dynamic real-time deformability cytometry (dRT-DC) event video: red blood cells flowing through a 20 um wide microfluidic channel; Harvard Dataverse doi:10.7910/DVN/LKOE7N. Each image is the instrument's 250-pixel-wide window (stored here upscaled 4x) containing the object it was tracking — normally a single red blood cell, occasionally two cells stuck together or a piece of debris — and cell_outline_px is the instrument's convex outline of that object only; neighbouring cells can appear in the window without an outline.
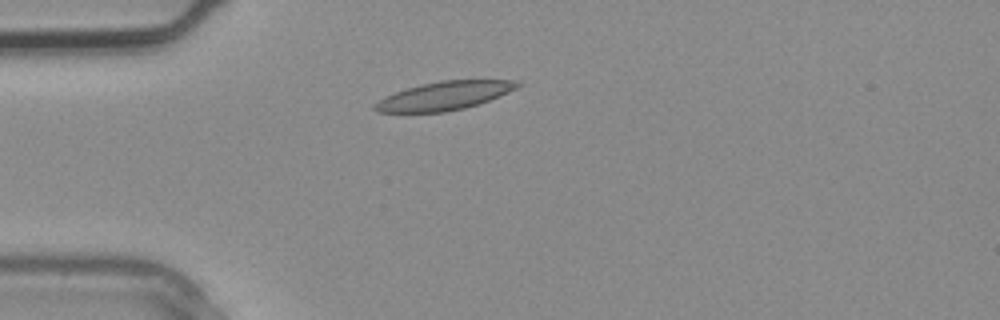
{"species": "common noctule bat (a hibernating species)", "species_latin": "Nyctalus noctula", "temperature_condition": "warm", "stored_images_in_passage": 2, "camera_frame_rate_fps": 3000, "um_per_image_px": 0.085, "animal": {"sex": "male", "body_mass_g": 20.4}, "frame": {"image": 1, "passage_image": 2, "time_ms": 0.333, "image_size_px": [1000, 320], "cell_outline_px": [[524, 84], [500, 96], [480, 104], [464, 108], [444, 112], [376, 112], [372, 108], [372, 104], [384, 96], [420, 84], [440, 80], [520, 80]], "centroid_in_image_um": [37.77, 8.14], "position_along_channel_um": 47.2, "area_um2": 23.87}}